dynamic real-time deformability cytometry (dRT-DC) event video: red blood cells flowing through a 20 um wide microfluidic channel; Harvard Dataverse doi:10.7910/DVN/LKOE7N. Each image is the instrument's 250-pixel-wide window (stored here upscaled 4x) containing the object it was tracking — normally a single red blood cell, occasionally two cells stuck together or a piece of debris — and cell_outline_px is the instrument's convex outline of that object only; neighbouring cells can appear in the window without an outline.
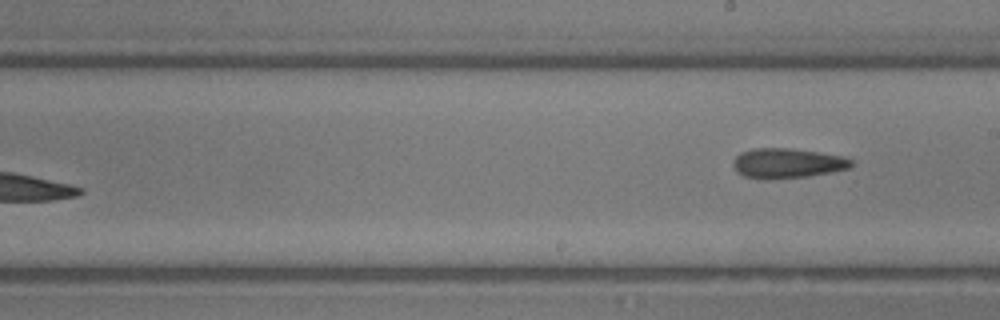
{"species": "common noctule bat (a hibernating species)", "species_latin": "Nyctalus noctula", "temperature_condition": "room temperature", "stored_images_in_passage": 14, "segment_of_instrument_passage": [2, 2], "camera_frame_rate_fps": 3000, "um_per_image_px": 0.085, "animal": {"sex": "male", "body_mass_g": 13.3}, "frame": {"image": 1, "passage_image": 14, "time_ms": 4.333, "image_size_px": [1000, 320], "cell_outline_px": [[852, 168], [832, 172], [808, 176], [768, 180], [760, 180], [744, 176], [736, 172], [732, 164], [736, 156], [740, 152], [752, 148], [788, 148], [844, 156], [852, 160]], "centroid_in_image_um": [66.89, 13.89], "position_along_channel_um": 222.1, "area_um2": 20.87}}